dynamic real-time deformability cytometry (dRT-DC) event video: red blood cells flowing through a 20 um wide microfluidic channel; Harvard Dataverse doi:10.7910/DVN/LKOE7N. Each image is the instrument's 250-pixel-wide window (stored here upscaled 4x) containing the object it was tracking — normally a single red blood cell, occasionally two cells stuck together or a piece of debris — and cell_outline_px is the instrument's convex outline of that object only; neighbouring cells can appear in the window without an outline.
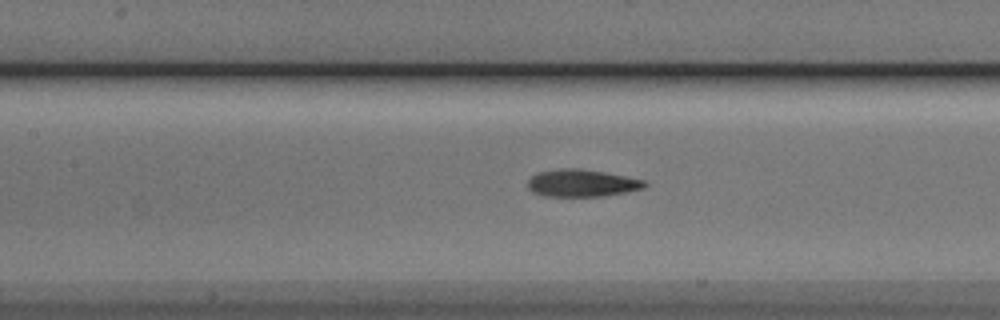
{"species": "Egyptian fruit bat (a non-hibernating species)", "species_latin": "Rousettus aegyptiacus", "temperature_condition": "cold", "stored_images_in_passage": 43, "segment_of_instrument_passage": [1, 2], "camera_frame_rate_fps": 3000, "um_per_image_px": 0.085, "animal": {"sex": "male"}, "frame": {"image": 1, "passage_image": 13, "time_ms": 4.0, "image_size_px": [1000, 320], "cell_outline_px": [[648, 184], [644, 188], [604, 196], [544, 196], [532, 192], [528, 188], [528, 180], [536, 172], [560, 168], [580, 168], [604, 172], [644, 180]], "centroid_in_image_um": [49.42, 15.56], "position_along_channel_um": 158.0, "area_um2": 18.61}}
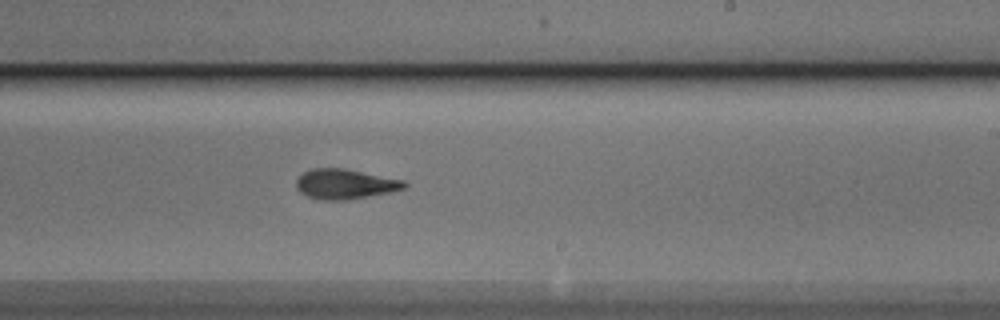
{"frame": {"image": 2, "passage_image": 21, "time_ms": 6.667, "image_size_px": [1000, 320], "cell_outline_px": [[408, 188], [392, 192], [348, 200], [320, 200], [308, 196], [300, 192], [296, 188], [296, 180], [304, 172], [312, 168], [344, 168], [404, 180], [408, 184]], "centroid_in_image_um": [29.37, 15.65], "position_along_channel_um": 259.6, "area_um2": 19.07}}
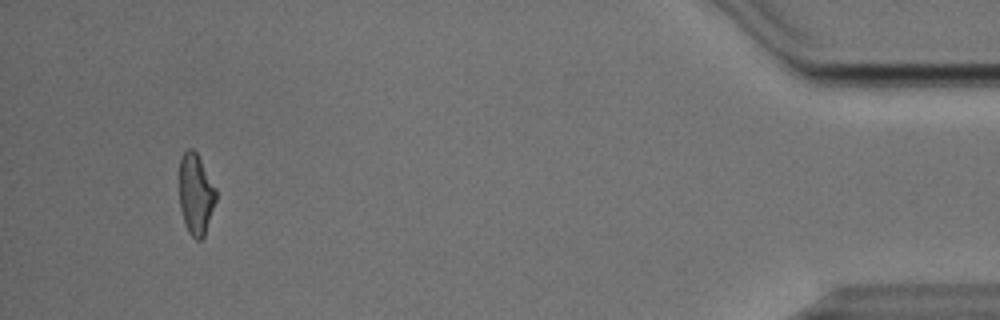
{"frame": {"image": 3, "passage_image": 39, "time_ms": 12.667, "image_size_px": [1000, 320], "cell_outline_px": [[216, 200], [204, 236], [200, 240], [196, 240], [188, 232], [184, 224], [180, 208], [180, 156], [188, 148], [192, 148], [196, 152], [216, 188]], "centroid_in_image_um": [16.64, 16.51], "position_along_channel_um": 418.6, "area_um2": 17.22}}